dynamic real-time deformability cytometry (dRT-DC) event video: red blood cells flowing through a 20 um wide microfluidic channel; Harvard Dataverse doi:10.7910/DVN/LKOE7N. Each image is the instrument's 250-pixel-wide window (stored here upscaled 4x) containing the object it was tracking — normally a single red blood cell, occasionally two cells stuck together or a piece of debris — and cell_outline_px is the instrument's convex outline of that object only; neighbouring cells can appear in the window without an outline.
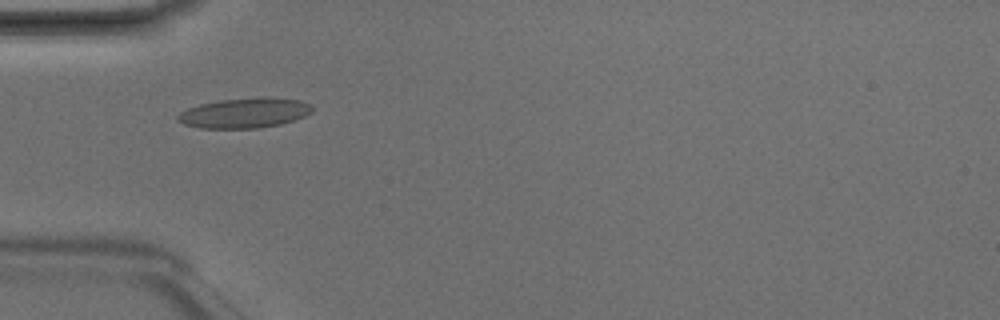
{"species": "Egyptian fruit bat (a non-hibernating species)", "species_latin": "Rousettus aegyptiacus", "temperature_condition": "room temperature", "stored_images_in_passage": 6, "camera_frame_rate_fps": 3000, "um_per_image_px": 0.085, "animal": {"sex": "male"}, "frame": {"image": 1, "passage_image": 5, "time_ms": 1.333, "image_size_px": [1000, 320], "cell_outline_px": [[312, 112], [296, 120], [280, 124], [260, 128], [200, 128], [184, 124], [176, 120], [176, 116], [180, 112], [188, 108], [200, 104], [220, 100], [260, 96], [300, 100], [312, 104]], "centroid_in_image_um": [20.8, 9.59], "position_along_channel_um": 64.2, "area_um2": 23.76}}